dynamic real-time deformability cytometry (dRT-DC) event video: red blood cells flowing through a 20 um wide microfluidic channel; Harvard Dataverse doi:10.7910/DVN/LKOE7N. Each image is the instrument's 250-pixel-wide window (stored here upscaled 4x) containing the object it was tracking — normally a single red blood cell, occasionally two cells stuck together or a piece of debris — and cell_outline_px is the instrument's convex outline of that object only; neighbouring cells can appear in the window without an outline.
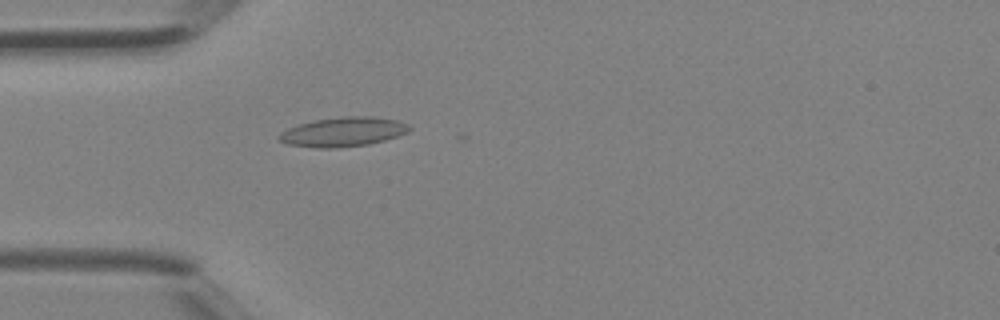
{"species": "Egyptian fruit bat (a non-hibernating species)", "species_latin": "Rousettus aegyptiacus", "temperature_condition": "room temperature", "stored_images_in_passage": 29, "camera_frame_rate_fps": 3000, "um_per_image_px": 0.085, "animal": {"sex": "female"}, "frame": {"image": 1, "passage_image": 5, "time_ms": 1.333, "image_size_px": [1000, 320], "cell_outline_px": [[412, 128], [408, 132], [384, 140], [368, 144], [332, 148], [316, 148], [288, 144], [280, 140], [276, 136], [280, 132], [288, 128], [312, 120], [344, 116], [372, 116], [396, 120], [408, 124]], "centroid_in_image_um": [29.15, 11.2], "position_along_channel_um": 55.9, "area_um2": 22.25}}
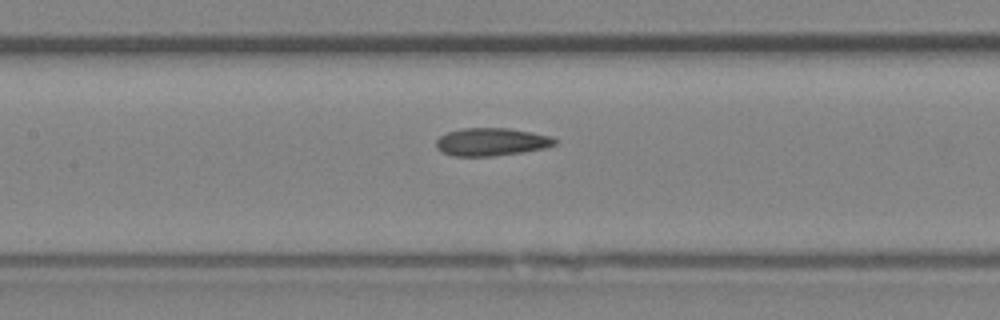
{"frame": {"image": 2, "passage_image": 12, "time_ms": 3.667, "image_size_px": [1000, 320], "cell_outline_px": [[556, 144], [544, 148], [524, 152], [492, 156], [452, 156], [440, 152], [436, 148], [436, 140], [440, 136], [448, 132], [460, 128], [508, 128], [532, 132], [552, 136], [556, 140]], "centroid_in_image_um": [41.75, 12.06], "position_along_channel_um": 165.7, "area_um2": 19.42}}
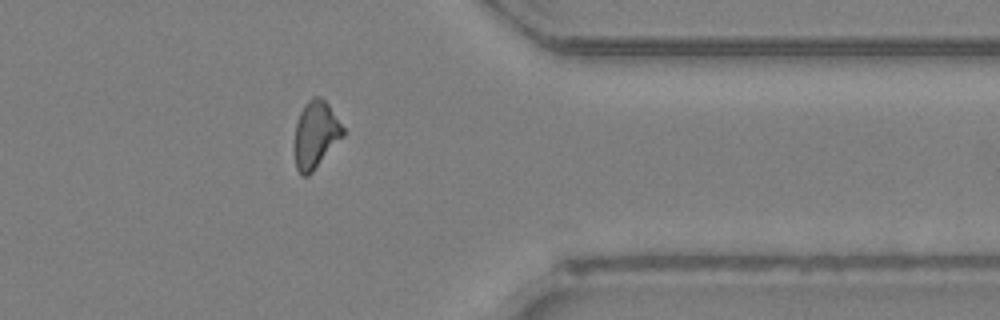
{"frame": {"image": 3, "passage_image": 26, "time_ms": 8.333, "image_size_px": [1000, 320], "cell_outline_px": [[344, 136], [312, 172], [308, 176], [304, 176], [296, 168], [296, 124], [300, 112], [304, 104], [312, 96], [320, 96], [328, 104], [344, 128]], "centroid_in_image_um": [26.85, 11.41], "position_along_channel_um": 384.5, "area_um2": 18.61}}